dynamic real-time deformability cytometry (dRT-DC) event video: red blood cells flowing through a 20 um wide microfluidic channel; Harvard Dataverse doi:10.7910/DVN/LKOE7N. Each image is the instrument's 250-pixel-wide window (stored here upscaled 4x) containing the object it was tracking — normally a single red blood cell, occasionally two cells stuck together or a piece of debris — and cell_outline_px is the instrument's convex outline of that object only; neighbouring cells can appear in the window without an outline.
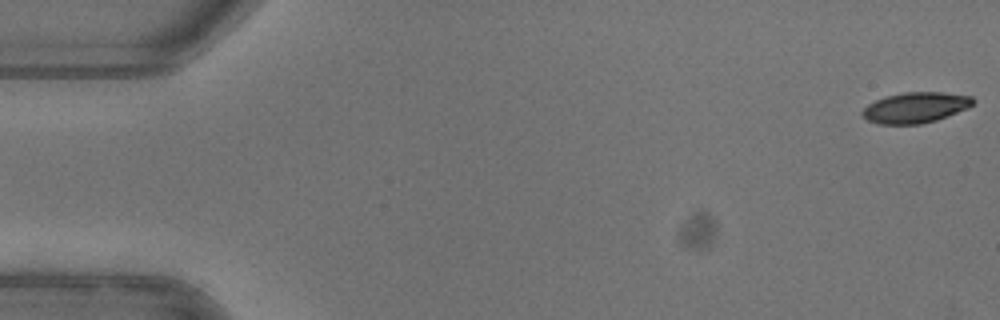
{"species": "common noctule bat (a hibernating species)", "species_latin": "Nyctalus noctula", "temperature_condition": "warm", "stored_images_in_passage": 52, "camera_frame_rate_fps": 3000, "um_per_image_px": 0.085, "animal": {"sex": "female"}, "frame": {"image": 1, "passage_image": 1, "time_ms": 0.0, "image_size_px": [1000, 320], "cell_outline_px": [[976, 100], [968, 108], [936, 120], [920, 124], [876, 124], [860, 116], [860, 112], [868, 104], [876, 100], [888, 96], [904, 92], [940, 92], [972, 96]], "centroid_in_image_um": [77.79, 9.15], "position_along_channel_um": 7.2, "area_um2": 19.77}}
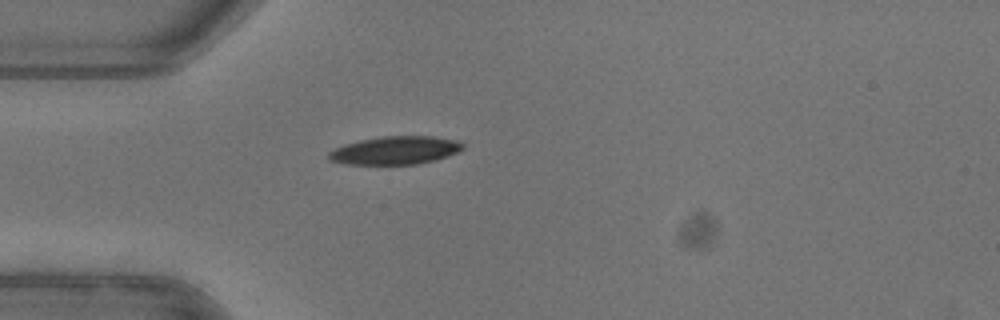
{"frame": {"image": 2, "passage_image": 15, "time_ms": 4.667, "image_size_px": [1000, 320], "cell_outline_px": [[464, 148], [448, 156], [436, 160], [416, 164], [344, 164], [328, 160], [328, 152], [332, 148], [344, 144], [360, 140], [380, 136], [432, 136], [460, 140], [464, 144]], "centroid_in_image_um": [33.58, 12.77], "position_along_channel_um": 51.4, "area_um2": 22.25}}
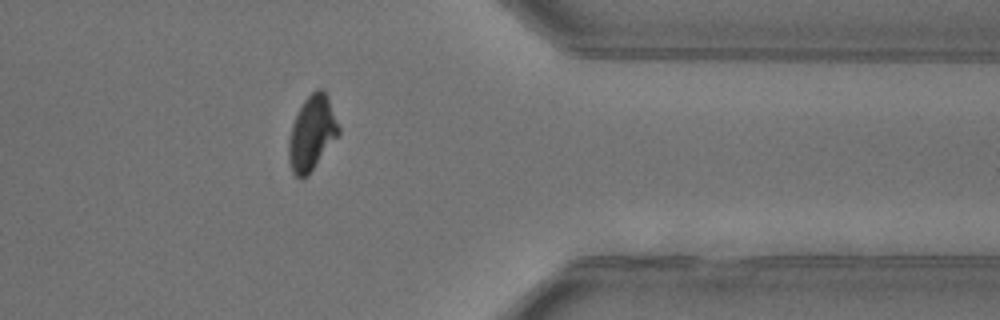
{"frame": {"image": 3, "passage_image": 42, "time_ms": 13.667, "image_size_px": [1000, 320], "cell_outline_px": [[340, 132], [308, 176], [304, 180], [300, 180], [292, 172], [288, 160], [288, 140], [292, 124], [304, 100], [316, 88], [324, 88], [328, 96], [340, 128]], "centroid_in_image_um": [26.5, 11.33], "position_along_channel_um": 384.9, "area_um2": 21.79}, "authors_computed_cell_mechanics": {"area_um2": 21.9929, "velocity_mm_per_s": 3.9773, "shape_relaxation_time_tau1_ms": 4.7535, "shape_relaxation_time_tau2_ms": null, "deformation_change_tau1": 0.1855, "deformation_change_tau2": null}}